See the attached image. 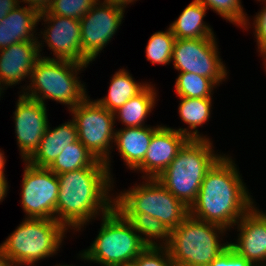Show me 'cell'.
<instances>
[{"label": "cell", "instance_id": "cell-3", "mask_svg": "<svg viewBox=\"0 0 266 266\" xmlns=\"http://www.w3.org/2000/svg\"><path fill=\"white\" fill-rule=\"evenodd\" d=\"M212 147L208 138L189 139L156 178L188 208L195 202L205 175L222 157L214 154Z\"/></svg>", "mask_w": 266, "mask_h": 266}, {"label": "cell", "instance_id": "cell-8", "mask_svg": "<svg viewBox=\"0 0 266 266\" xmlns=\"http://www.w3.org/2000/svg\"><path fill=\"white\" fill-rule=\"evenodd\" d=\"M145 184L136 185L114 198L120 213H146L160 220L169 230L178 227L188 216L189 208L170 193L156 178H144Z\"/></svg>", "mask_w": 266, "mask_h": 266}, {"label": "cell", "instance_id": "cell-21", "mask_svg": "<svg viewBox=\"0 0 266 266\" xmlns=\"http://www.w3.org/2000/svg\"><path fill=\"white\" fill-rule=\"evenodd\" d=\"M207 8L197 0L192 1L169 28L175 38L193 39L214 37L212 29L206 25L203 18Z\"/></svg>", "mask_w": 266, "mask_h": 266}, {"label": "cell", "instance_id": "cell-9", "mask_svg": "<svg viewBox=\"0 0 266 266\" xmlns=\"http://www.w3.org/2000/svg\"><path fill=\"white\" fill-rule=\"evenodd\" d=\"M86 97L81 103L70 109L73 114L72 120L75 122L78 131V140L92 153V155L102 162L110 172V144L115 140L114 123L115 116L96 100ZM111 142V143H110Z\"/></svg>", "mask_w": 266, "mask_h": 266}, {"label": "cell", "instance_id": "cell-12", "mask_svg": "<svg viewBox=\"0 0 266 266\" xmlns=\"http://www.w3.org/2000/svg\"><path fill=\"white\" fill-rule=\"evenodd\" d=\"M98 5V6H97ZM125 7L98 1L81 19L82 56L90 63L113 38L124 17Z\"/></svg>", "mask_w": 266, "mask_h": 266}, {"label": "cell", "instance_id": "cell-26", "mask_svg": "<svg viewBox=\"0 0 266 266\" xmlns=\"http://www.w3.org/2000/svg\"><path fill=\"white\" fill-rule=\"evenodd\" d=\"M121 214L132 224L134 230L140 233L139 236L148 246H160V244H157L154 241L155 239L156 241L157 239H161V241L163 240L161 246H165L168 243L170 231L160 222L159 219L146 213ZM142 234L143 237L141 236Z\"/></svg>", "mask_w": 266, "mask_h": 266}, {"label": "cell", "instance_id": "cell-40", "mask_svg": "<svg viewBox=\"0 0 266 266\" xmlns=\"http://www.w3.org/2000/svg\"><path fill=\"white\" fill-rule=\"evenodd\" d=\"M261 55L263 56V58H264V63H265V68H266V50L265 51H263L262 53H261Z\"/></svg>", "mask_w": 266, "mask_h": 266}, {"label": "cell", "instance_id": "cell-14", "mask_svg": "<svg viewBox=\"0 0 266 266\" xmlns=\"http://www.w3.org/2000/svg\"><path fill=\"white\" fill-rule=\"evenodd\" d=\"M13 118L17 143L22 158L26 161L39 147L49 125L46 104L26 97L22 93L19 95Z\"/></svg>", "mask_w": 266, "mask_h": 266}, {"label": "cell", "instance_id": "cell-22", "mask_svg": "<svg viewBox=\"0 0 266 266\" xmlns=\"http://www.w3.org/2000/svg\"><path fill=\"white\" fill-rule=\"evenodd\" d=\"M127 70L120 69L111 78L108 95L96 100L101 106L110 112L117 111L130 98L140 93L147 84L137 83Z\"/></svg>", "mask_w": 266, "mask_h": 266}, {"label": "cell", "instance_id": "cell-1", "mask_svg": "<svg viewBox=\"0 0 266 266\" xmlns=\"http://www.w3.org/2000/svg\"><path fill=\"white\" fill-rule=\"evenodd\" d=\"M57 178L56 221L67 230L79 231L99 212L103 216L114 207L108 195L113 181L105 162L97 160L92 166L57 174Z\"/></svg>", "mask_w": 266, "mask_h": 266}, {"label": "cell", "instance_id": "cell-38", "mask_svg": "<svg viewBox=\"0 0 266 266\" xmlns=\"http://www.w3.org/2000/svg\"><path fill=\"white\" fill-rule=\"evenodd\" d=\"M5 162H6V159H5L4 153L1 152L0 150V178H5V174H4Z\"/></svg>", "mask_w": 266, "mask_h": 266}, {"label": "cell", "instance_id": "cell-4", "mask_svg": "<svg viewBox=\"0 0 266 266\" xmlns=\"http://www.w3.org/2000/svg\"><path fill=\"white\" fill-rule=\"evenodd\" d=\"M86 66L88 64L41 57L30 74L31 85L24 89L23 95L43 104L44 100L52 99L69 105L70 110L88 97L84 83L76 77Z\"/></svg>", "mask_w": 266, "mask_h": 266}, {"label": "cell", "instance_id": "cell-25", "mask_svg": "<svg viewBox=\"0 0 266 266\" xmlns=\"http://www.w3.org/2000/svg\"><path fill=\"white\" fill-rule=\"evenodd\" d=\"M96 161L92 153L78 140L64 148L48 169L57 175L92 166Z\"/></svg>", "mask_w": 266, "mask_h": 266}, {"label": "cell", "instance_id": "cell-23", "mask_svg": "<svg viewBox=\"0 0 266 266\" xmlns=\"http://www.w3.org/2000/svg\"><path fill=\"white\" fill-rule=\"evenodd\" d=\"M156 92L153 85L147 86L136 96L130 98L122 107L114 112L116 118L126 127L144 126V120L155 106Z\"/></svg>", "mask_w": 266, "mask_h": 266}, {"label": "cell", "instance_id": "cell-42", "mask_svg": "<svg viewBox=\"0 0 266 266\" xmlns=\"http://www.w3.org/2000/svg\"><path fill=\"white\" fill-rule=\"evenodd\" d=\"M105 266V265H103ZM106 266H125V265H106Z\"/></svg>", "mask_w": 266, "mask_h": 266}, {"label": "cell", "instance_id": "cell-18", "mask_svg": "<svg viewBox=\"0 0 266 266\" xmlns=\"http://www.w3.org/2000/svg\"><path fill=\"white\" fill-rule=\"evenodd\" d=\"M47 127L39 147L26 160L29 164L48 168L68 145L78 141V131L73 120L53 128Z\"/></svg>", "mask_w": 266, "mask_h": 266}, {"label": "cell", "instance_id": "cell-2", "mask_svg": "<svg viewBox=\"0 0 266 266\" xmlns=\"http://www.w3.org/2000/svg\"><path fill=\"white\" fill-rule=\"evenodd\" d=\"M238 171L233 160L223 155L205 175L189 215L226 229L235 226L254 206Z\"/></svg>", "mask_w": 266, "mask_h": 266}, {"label": "cell", "instance_id": "cell-13", "mask_svg": "<svg viewBox=\"0 0 266 266\" xmlns=\"http://www.w3.org/2000/svg\"><path fill=\"white\" fill-rule=\"evenodd\" d=\"M44 20L50 26L41 32L48 47L52 49L54 58L47 56L43 58L68 60L79 64H90L83 56L81 50L80 20L52 15L47 10L39 14L38 21Z\"/></svg>", "mask_w": 266, "mask_h": 266}, {"label": "cell", "instance_id": "cell-17", "mask_svg": "<svg viewBox=\"0 0 266 266\" xmlns=\"http://www.w3.org/2000/svg\"><path fill=\"white\" fill-rule=\"evenodd\" d=\"M39 41H24L0 49V81L4 86L20 83L41 58Z\"/></svg>", "mask_w": 266, "mask_h": 266}, {"label": "cell", "instance_id": "cell-36", "mask_svg": "<svg viewBox=\"0 0 266 266\" xmlns=\"http://www.w3.org/2000/svg\"><path fill=\"white\" fill-rule=\"evenodd\" d=\"M8 182L6 178H0V202L6 197L8 191Z\"/></svg>", "mask_w": 266, "mask_h": 266}, {"label": "cell", "instance_id": "cell-31", "mask_svg": "<svg viewBox=\"0 0 266 266\" xmlns=\"http://www.w3.org/2000/svg\"><path fill=\"white\" fill-rule=\"evenodd\" d=\"M162 255H161V254ZM134 266H175L165 246H148L133 262Z\"/></svg>", "mask_w": 266, "mask_h": 266}, {"label": "cell", "instance_id": "cell-11", "mask_svg": "<svg viewBox=\"0 0 266 266\" xmlns=\"http://www.w3.org/2000/svg\"><path fill=\"white\" fill-rule=\"evenodd\" d=\"M25 162L20 195L27 218L56 220L59 193L57 175L48 168L36 167Z\"/></svg>", "mask_w": 266, "mask_h": 266}, {"label": "cell", "instance_id": "cell-27", "mask_svg": "<svg viewBox=\"0 0 266 266\" xmlns=\"http://www.w3.org/2000/svg\"><path fill=\"white\" fill-rule=\"evenodd\" d=\"M215 86L210 78L186 72H180L175 82L177 95L188 98H211Z\"/></svg>", "mask_w": 266, "mask_h": 266}, {"label": "cell", "instance_id": "cell-34", "mask_svg": "<svg viewBox=\"0 0 266 266\" xmlns=\"http://www.w3.org/2000/svg\"><path fill=\"white\" fill-rule=\"evenodd\" d=\"M19 4V0H0V21Z\"/></svg>", "mask_w": 266, "mask_h": 266}, {"label": "cell", "instance_id": "cell-5", "mask_svg": "<svg viewBox=\"0 0 266 266\" xmlns=\"http://www.w3.org/2000/svg\"><path fill=\"white\" fill-rule=\"evenodd\" d=\"M227 229L188 216L170 231L165 245L175 266H209L228 246L221 244L219 234ZM219 234H218V233Z\"/></svg>", "mask_w": 266, "mask_h": 266}, {"label": "cell", "instance_id": "cell-30", "mask_svg": "<svg viewBox=\"0 0 266 266\" xmlns=\"http://www.w3.org/2000/svg\"><path fill=\"white\" fill-rule=\"evenodd\" d=\"M99 0H52L47 11L52 15L81 19Z\"/></svg>", "mask_w": 266, "mask_h": 266}, {"label": "cell", "instance_id": "cell-19", "mask_svg": "<svg viewBox=\"0 0 266 266\" xmlns=\"http://www.w3.org/2000/svg\"><path fill=\"white\" fill-rule=\"evenodd\" d=\"M39 12L32 7L18 5L0 21V49L24 41H38L34 36Z\"/></svg>", "mask_w": 266, "mask_h": 266}, {"label": "cell", "instance_id": "cell-20", "mask_svg": "<svg viewBox=\"0 0 266 266\" xmlns=\"http://www.w3.org/2000/svg\"><path fill=\"white\" fill-rule=\"evenodd\" d=\"M160 126L125 127L115 130L114 143L129 169L134 170L143 162L154 132Z\"/></svg>", "mask_w": 266, "mask_h": 266}, {"label": "cell", "instance_id": "cell-6", "mask_svg": "<svg viewBox=\"0 0 266 266\" xmlns=\"http://www.w3.org/2000/svg\"><path fill=\"white\" fill-rule=\"evenodd\" d=\"M102 224L89 249L81 258L100 265H127L148 247L132 224L113 207L102 216Z\"/></svg>", "mask_w": 266, "mask_h": 266}, {"label": "cell", "instance_id": "cell-41", "mask_svg": "<svg viewBox=\"0 0 266 266\" xmlns=\"http://www.w3.org/2000/svg\"><path fill=\"white\" fill-rule=\"evenodd\" d=\"M1 81H0V96H1V92L3 93V91L2 90H4L5 88H3L2 86H4V85H1Z\"/></svg>", "mask_w": 266, "mask_h": 266}, {"label": "cell", "instance_id": "cell-10", "mask_svg": "<svg viewBox=\"0 0 266 266\" xmlns=\"http://www.w3.org/2000/svg\"><path fill=\"white\" fill-rule=\"evenodd\" d=\"M218 53L215 37L176 38L171 61L178 71L205 76L218 85L228 73Z\"/></svg>", "mask_w": 266, "mask_h": 266}, {"label": "cell", "instance_id": "cell-24", "mask_svg": "<svg viewBox=\"0 0 266 266\" xmlns=\"http://www.w3.org/2000/svg\"><path fill=\"white\" fill-rule=\"evenodd\" d=\"M180 99L181 101L178 111L181 120L189 125L187 136L189 139H206L205 136L198 134L199 132L196 128L198 126H202L209 120L212 107V98L180 97Z\"/></svg>", "mask_w": 266, "mask_h": 266}, {"label": "cell", "instance_id": "cell-39", "mask_svg": "<svg viewBox=\"0 0 266 266\" xmlns=\"http://www.w3.org/2000/svg\"><path fill=\"white\" fill-rule=\"evenodd\" d=\"M104 1L111 2L113 4H117V5L126 7L128 4H130L136 0H104Z\"/></svg>", "mask_w": 266, "mask_h": 266}, {"label": "cell", "instance_id": "cell-33", "mask_svg": "<svg viewBox=\"0 0 266 266\" xmlns=\"http://www.w3.org/2000/svg\"><path fill=\"white\" fill-rule=\"evenodd\" d=\"M261 1V0H258ZM266 1V0H262ZM266 4V3H265ZM254 30L255 35L257 39L258 49L260 54L266 50V5L262 8V10L255 15L254 20Z\"/></svg>", "mask_w": 266, "mask_h": 266}, {"label": "cell", "instance_id": "cell-35", "mask_svg": "<svg viewBox=\"0 0 266 266\" xmlns=\"http://www.w3.org/2000/svg\"><path fill=\"white\" fill-rule=\"evenodd\" d=\"M20 2H25L28 4V7L36 9L39 13L46 11L50 6L52 0H20Z\"/></svg>", "mask_w": 266, "mask_h": 266}, {"label": "cell", "instance_id": "cell-16", "mask_svg": "<svg viewBox=\"0 0 266 266\" xmlns=\"http://www.w3.org/2000/svg\"><path fill=\"white\" fill-rule=\"evenodd\" d=\"M255 206L235 224L240 231L238 241L229 246L256 266H266V213Z\"/></svg>", "mask_w": 266, "mask_h": 266}, {"label": "cell", "instance_id": "cell-15", "mask_svg": "<svg viewBox=\"0 0 266 266\" xmlns=\"http://www.w3.org/2000/svg\"><path fill=\"white\" fill-rule=\"evenodd\" d=\"M187 131V128L173 129L160 125L151 138L143 162L135 170L145 173L143 178H157L189 140Z\"/></svg>", "mask_w": 266, "mask_h": 266}, {"label": "cell", "instance_id": "cell-37", "mask_svg": "<svg viewBox=\"0 0 266 266\" xmlns=\"http://www.w3.org/2000/svg\"><path fill=\"white\" fill-rule=\"evenodd\" d=\"M0 266H13L11 260L5 255L0 245Z\"/></svg>", "mask_w": 266, "mask_h": 266}, {"label": "cell", "instance_id": "cell-7", "mask_svg": "<svg viewBox=\"0 0 266 266\" xmlns=\"http://www.w3.org/2000/svg\"><path fill=\"white\" fill-rule=\"evenodd\" d=\"M66 230L55 219L25 218L1 247L13 266H34L57 253Z\"/></svg>", "mask_w": 266, "mask_h": 266}, {"label": "cell", "instance_id": "cell-32", "mask_svg": "<svg viewBox=\"0 0 266 266\" xmlns=\"http://www.w3.org/2000/svg\"><path fill=\"white\" fill-rule=\"evenodd\" d=\"M209 266H256L247 261L244 257L238 255L230 246H228L220 255H218Z\"/></svg>", "mask_w": 266, "mask_h": 266}, {"label": "cell", "instance_id": "cell-28", "mask_svg": "<svg viewBox=\"0 0 266 266\" xmlns=\"http://www.w3.org/2000/svg\"><path fill=\"white\" fill-rule=\"evenodd\" d=\"M175 36L170 28L167 31H158L151 35L146 46V58L153 64H168L171 62Z\"/></svg>", "mask_w": 266, "mask_h": 266}, {"label": "cell", "instance_id": "cell-29", "mask_svg": "<svg viewBox=\"0 0 266 266\" xmlns=\"http://www.w3.org/2000/svg\"><path fill=\"white\" fill-rule=\"evenodd\" d=\"M207 9L211 8L216 11L222 18H225L236 26L248 27V17H246L241 6V0H197Z\"/></svg>", "mask_w": 266, "mask_h": 266}]
</instances>
